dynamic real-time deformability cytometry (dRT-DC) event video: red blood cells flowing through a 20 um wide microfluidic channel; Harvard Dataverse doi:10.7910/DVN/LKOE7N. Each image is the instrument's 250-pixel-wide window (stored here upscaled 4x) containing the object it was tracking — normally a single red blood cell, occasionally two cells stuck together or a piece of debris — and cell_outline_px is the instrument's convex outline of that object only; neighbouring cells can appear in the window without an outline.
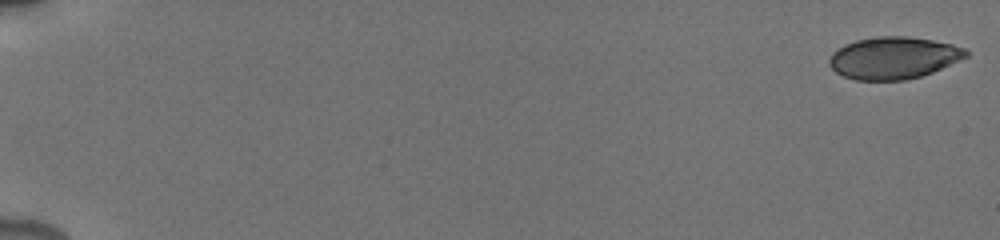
{"species": "human", "species_latin": "Homo sapiens", "temperature_condition": "cold", "stored_images_in_passage": 22, "camera_frame_rate_fps": 3000, "um_per_image_px": 0.085, "donor": {"sex": "male"}, "frame": {"image": 1, "passage_image": 1, "time_ms": 0.0, "image_size_px": [1000, 240], "cell_outline_px": [[968, 56], [932, 72], [920, 76], [904, 80], [856, 80], [844, 76], [836, 72], [828, 64], [828, 60], [832, 52], [844, 44], [856, 40], [876, 36], [908, 36], [932, 40], [952, 44], [964, 48], [968, 52]], "centroid_in_image_um": [75.92, 4.91], "position_along_channel_um": 9.1, "area_um2": 33.47}}
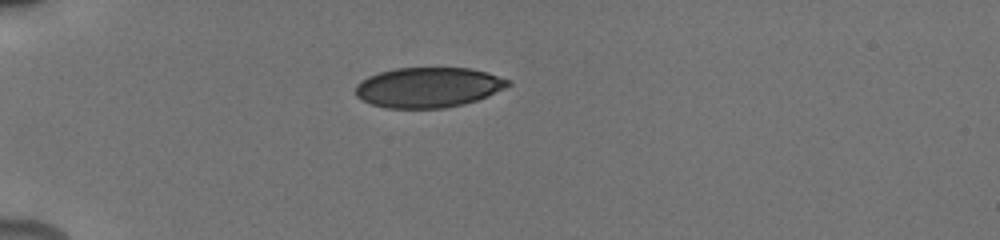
{"frame": {"image": 2, "passage_image": 10, "time_ms": 5.333, "image_size_px": [1000, 240], "cell_outline_px": [[512, 84], [488, 96], [464, 104], [444, 108], [388, 108], [372, 104], [356, 96], [356, 84], [360, 80], [368, 76], [380, 72], [396, 68], [472, 68], [488, 72], [512, 80]], "centroid_in_image_um": [36.44, 7.42], "position_along_channel_um": 48.6, "area_um2": 35.78}}
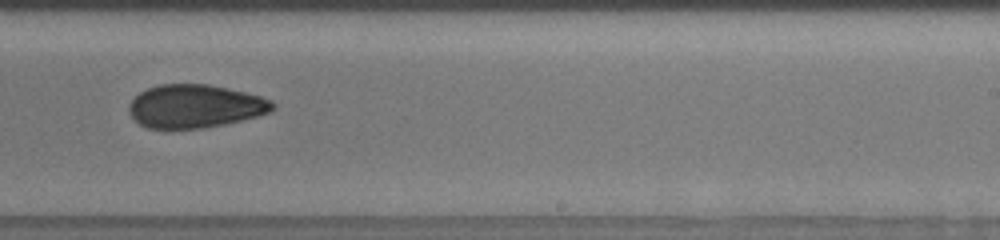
{"frame": {"image": 3, "passage_image": 22, "time_ms": 12.0, "image_size_px": [1000, 240], "cell_outline_px": [[276, 108], [272, 112], [224, 124], [200, 128], [148, 128], [140, 124], [128, 112], [128, 104], [140, 92], [148, 88], [160, 84], [208, 84], [228, 88], [260, 96], [272, 100], [276, 104]], "centroid_in_image_um": [16.6, 9.02], "position_along_channel_um": 272.4, "area_um2": 36.13}}